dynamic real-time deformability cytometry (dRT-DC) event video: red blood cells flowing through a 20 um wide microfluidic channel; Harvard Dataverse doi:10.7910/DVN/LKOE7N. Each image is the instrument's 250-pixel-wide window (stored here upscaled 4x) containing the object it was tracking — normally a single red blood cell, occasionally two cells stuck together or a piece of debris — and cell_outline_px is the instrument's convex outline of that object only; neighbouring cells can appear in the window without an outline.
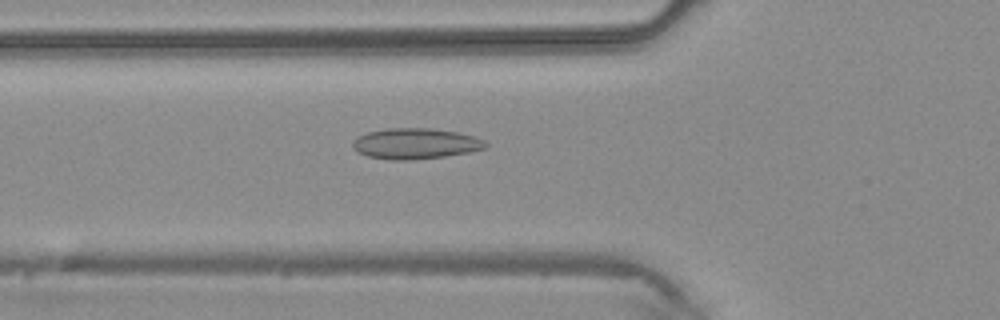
{"species": "common noctule bat (a hibernating species)", "species_latin": "Nyctalus noctula", "temperature_condition": "warm", "stored_images_in_passage": 37, "camera_frame_rate_fps": 3000, "um_per_image_px": 0.085, "animal": {"sex": "male", "body_mass_g": 20.4}, "frame": {"image": 1, "passage_image": 11, "time_ms": 3.333, "image_size_px": [1000, 320], "cell_outline_px": [[488, 144], [484, 148], [468, 152], [444, 156], [412, 160], [392, 160], [368, 156], [356, 152], [352, 148], [352, 140], [368, 132], [388, 128], [432, 128], [456, 132], [472, 136], [484, 140]], "centroid_in_image_um": [35.27, 12.21], "position_along_channel_um": 90.5, "area_um2": 23.7}}
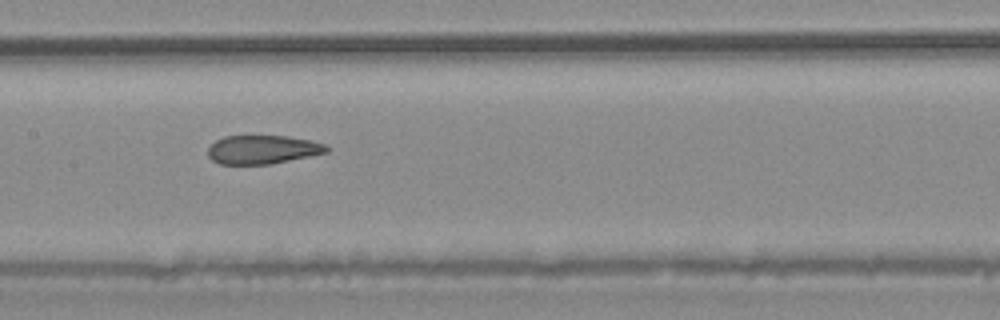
{"frame": {"image": 2, "passage_image": 17, "time_ms": 5.333, "image_size_px": [1000, 320], "cell_outline_px": [[328, 152], [272, 164], [220, 164], [212, 160], [208, 156], [208, 148], [216, 140], [224, 136], [288, 136], [312, 140], [324, 144], [328, 148]], "centroid_in_image_um": [22.32, 12.71], "position_along_channel_um": 185.1, "area_um2": 19.83}}
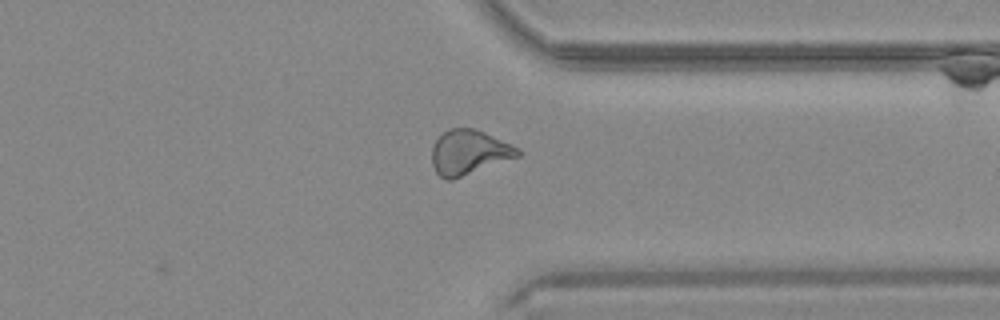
{"frame": {"image": 3, "passage_image": 29, "time_ms": 9.333, "image_size_px": [1000, 320], "cell_outline_px": [[520, 156], [452, 180], [444, 180], [436, 172], [432, 164], [432, 148], [436, 140], [444, 132], [452, 128], [472, 128], [484, 132], [512, 144], [520, 148]], "centroid_in_image_um": [39.87, 12.96], "position_along_channel_um": 371.5, "area_um2": 22.31}}